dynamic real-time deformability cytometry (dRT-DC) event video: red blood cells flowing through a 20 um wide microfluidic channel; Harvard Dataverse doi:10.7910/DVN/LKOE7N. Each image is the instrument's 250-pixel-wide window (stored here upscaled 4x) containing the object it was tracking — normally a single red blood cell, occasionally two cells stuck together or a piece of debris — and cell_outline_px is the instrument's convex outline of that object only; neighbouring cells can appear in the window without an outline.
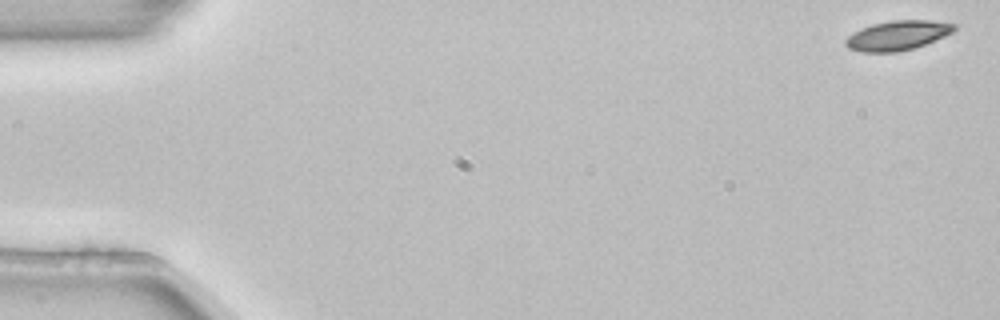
{"species": "common noctule bat (a hibernating species)", "species_latin": "Nyctalus noctula", "temperature_condition": "room temperature", "stored_images_in_passage": 5, "camera_frame_rate_fps": 3000, "um_per_image_px": 0.085, "animal": {"sex": "female", "body_mass_g": 22.7, "forearm_length_mm": 54.2}, "frame": {"image": 1, "passage_image": 1, "time_ms": 0.0, "image_size_px": [1000, 320], "cell_outline_px": [[956, 28], [952, 32], [944, 36], [916, 48], [896, 52], [864, 52], [848, 48], [844, 44], [844, 40], [848, 36], [872, 24], [892, 20], [928, 20], [956, 24]], "centroid_in_image_um": [76.3, 3.02], "position_along_channel_um": 8.7, "area_um2": 18.55}}
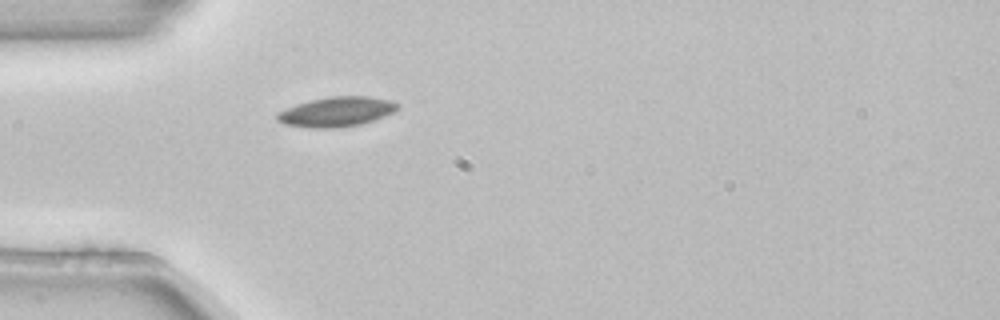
{"frame": {"image": 2, "passage_image": 5, "time_ms": 1.333, "image_size_px": [1000, 320], "cell_outline_px": [[400, 104], [392, 112], [384, 116], [360, 124], [340, 128], [312, 128], [284, 124], [276, 120], [276, 112], [296, 104], [312, 100], [332, 96], [368, 96], [388, 100]], "centroid_in_image_um": [28.55, 9.5], "position_along_channel_um": 56.5, "area_um2": 20.75}}